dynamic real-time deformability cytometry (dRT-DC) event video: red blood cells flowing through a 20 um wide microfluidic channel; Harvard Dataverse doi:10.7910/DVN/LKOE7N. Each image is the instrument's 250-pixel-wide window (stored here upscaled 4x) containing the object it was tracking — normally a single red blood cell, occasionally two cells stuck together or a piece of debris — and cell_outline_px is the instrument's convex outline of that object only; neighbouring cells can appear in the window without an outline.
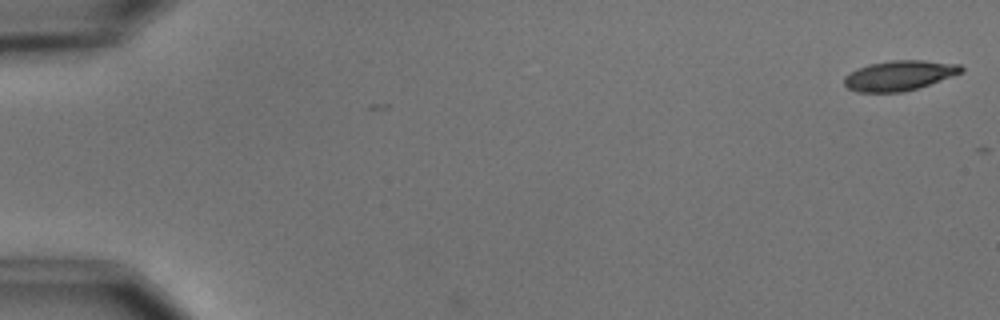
{"species": "common noctule bat (a hibernating species)", "species_latin": "Nyctalus noctula", "temperature_condition": "cold", "stored_images_in_passage": 3, "camera_frame_rate_fps": 3000, "um_per_image_px": 0.085, "animal": {"sex": "male", "body_mass_g": 15.6}, "frame": {"image": 1, "passage_image": 1, "time_ms": 0.0, "image_size_px": [1000, 320], "cell_outline_px": [[964, 72], [904, 92], [856, 92], [848, 88], [844, 84], [844, 76], [868, 64], [892, 60], [924, 60], [960, 64], [964, 68]], "centroid_in_image_um": [76.45, 6.41], "position_along_channel_um": 8.5, "area_um2": 20.35}}